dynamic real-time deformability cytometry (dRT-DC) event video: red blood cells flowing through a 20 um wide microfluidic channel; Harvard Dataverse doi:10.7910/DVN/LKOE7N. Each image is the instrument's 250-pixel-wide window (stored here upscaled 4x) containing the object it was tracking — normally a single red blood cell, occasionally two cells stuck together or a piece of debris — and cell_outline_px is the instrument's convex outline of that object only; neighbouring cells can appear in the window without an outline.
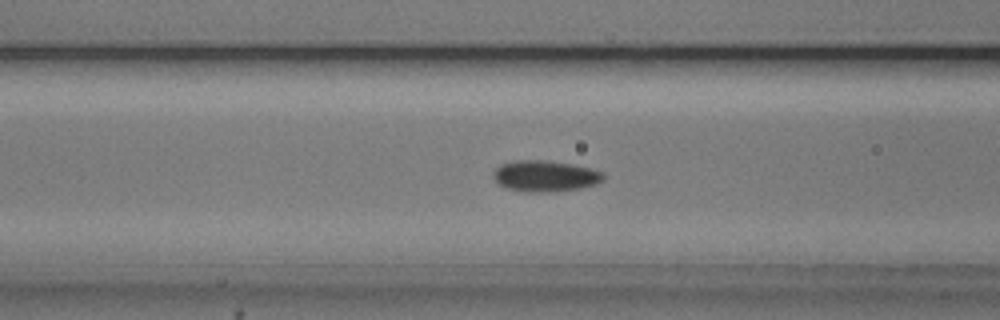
{"species": "common noctule bat (a hibernating species)", "species_latin": "Nyctalus noctula", "temperature_condition": "cold", "stored_images_in_passage": 54, "camera_frame_rate_fps": 3000, "um_per_image_px": 0.085, "animal": {"sex": "male", "body_mass_g": 20.5, "forearm_length_mm": 52.5}, "frame": {"image": 1, "passage_image": 21, "time_ms": 6.667, "image_size_px": [1000, 320], "cell_outline_px": [[604, 180], [596, 184], [580, 188], [556, 192], [524, 192], [504, 188], [492, 176], [492, 172], [500, 164], [516, 160], [548, 160], [572, 164], [592, 168], [604, 172]], "centroid_in_image_um": [46.34, 14.96], "position_along_channel_um": 120.3, "area_um2": 20.35}}
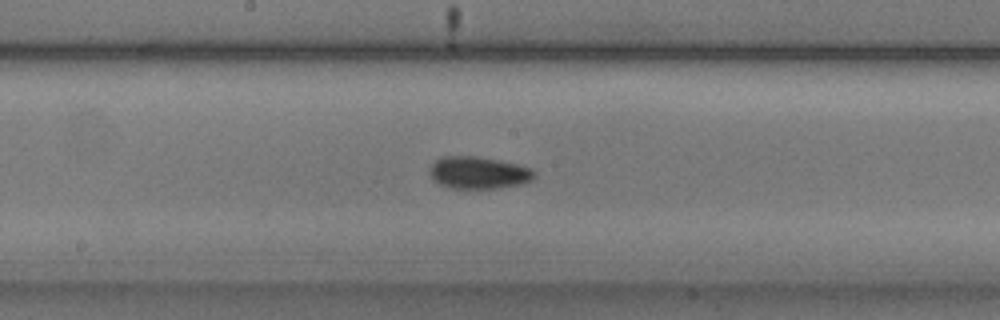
{"frame": {"image": 2, "passage_image": 28, "time_ms": 9.0, "image_size_px": [1000, 320], "cell_outline_px": [[536, 176], [532, 180], [524, 184], [500, 188], [448, 188], [432, 180], [432, 164], [436, 160], [444, 156], [476, 156], [500, 160], [532, 168], [536, 172]], "centroid_in_image_um": [40.74, 14.69], "position_along_channel_um": 207.5, "area_um2": 19.71}}
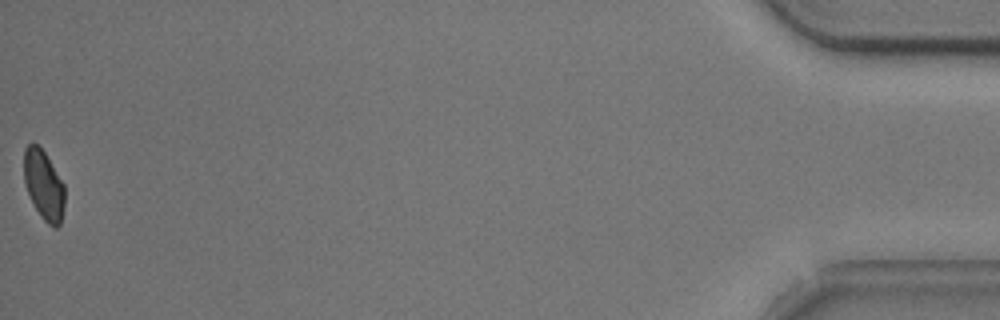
{"frame": {"image": 3, "passage_image": 54, "time_ms": 17.667, "image_size_px": [1000, 320], "cell_outline_px": [[64, 204], [60, 224], [56, 228], [48, 224], [40, 216], [24, 184], [24, 148], [32, 140], [44, 152], [64, 184]], "centroid_in_image_um": [3.7, 15.71], "position_along_channel_um": 431.5, "area_um2": 16.36}, "authors_computed_cell_mechanics": {"area_um2": 18.3804, "velocity_mm_per_s": 3.729, "shape_relaxation_time_tau1_ms": 2.119, "shape_relaxation_time_tau2_ms": 4.525, "deformation_change_tau1": 0.0586, "deformation_change_tau2": 0.0587}}